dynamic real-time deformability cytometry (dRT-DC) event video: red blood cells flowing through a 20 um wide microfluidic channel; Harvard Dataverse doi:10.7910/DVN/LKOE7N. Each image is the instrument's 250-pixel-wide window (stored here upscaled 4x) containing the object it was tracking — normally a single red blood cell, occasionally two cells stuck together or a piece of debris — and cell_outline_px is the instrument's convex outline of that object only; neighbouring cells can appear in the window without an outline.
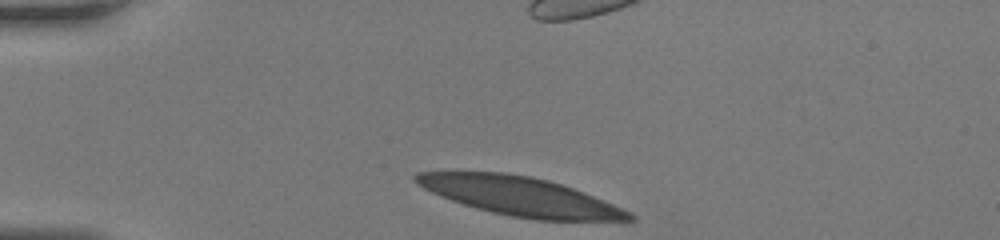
{"species": "human", "species_latin": "Homo sapiens", "temperature_condition": "room temperature", "stored_images_in_passage": 46, "camera_frame_rate_fps": 3000, "um_per_image_px": 0.085, "donor": {"sex": "female"}, "frame": {"image": 1, "passage_image": 1, "time_ms": 0.0, "image_size_px": [1000, 240], "cell_outline_px": [[636, 220], [536, 220], [512, 216], [492, 212], [476, 208], [440, 196], [416, 184], [412, 180], [412, 176], [416, 172], [504, 172], [532, 176], [548, 180], [584, 192], [604, 200], [632, 212], [636, 216]], "centroid_in_image_um": [44.21, 16.68], "position_along_channel_um": 40.8, "area_um2": 47.97}}
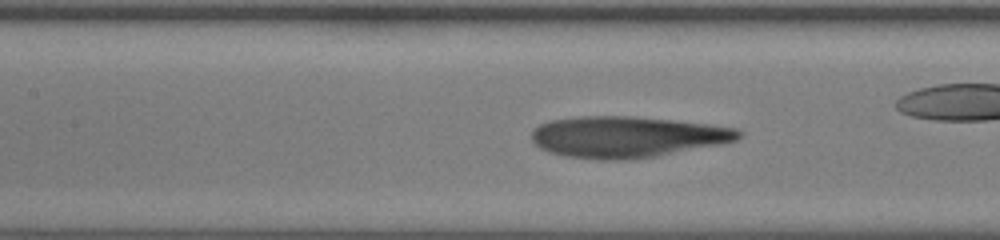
{"frame": {"image": 2, "passage_image": 15, "time_ms": 4.667, "image_size_px": [1000, 240], "cell_outline_px": [[744, 132], [736, 140], [720, 144], [656, 156], [628, 160], [596, 160], [564, 156], [548, 152], [540, 148], [532, 140], [532, 128], [548, 120], [580, 116], [636, 116], [712, 124], [736, 128]], "centroid_in_image_um": [53.26, 11.63], "position_along_channel_um": 154.1, "area_um2": 50.11}}
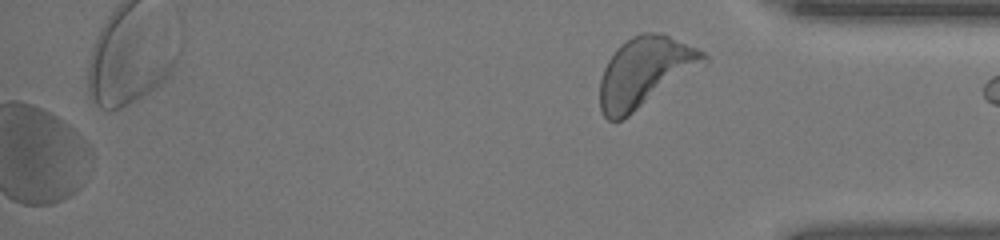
{"frame": {"image": 3, "passage_image": 46, "time_ms": 15.0, "image_size_px": [1000, 240], "cell_outline_px": [[708, 64], [628, 116], [620, 120], [608, 120], [604, 116], [600, 108], [600, 80], [604, 68], [608, 60], [616, 48], [620, 44], [632, 36], [640, 32], [656, 32], [668, 36], [696, 48], [704, 52], [708, 56]], "centroid_in_image_um": [54.85, 6.12], "position_along_channel_um": 380.4, "area_um2": 42.43}}